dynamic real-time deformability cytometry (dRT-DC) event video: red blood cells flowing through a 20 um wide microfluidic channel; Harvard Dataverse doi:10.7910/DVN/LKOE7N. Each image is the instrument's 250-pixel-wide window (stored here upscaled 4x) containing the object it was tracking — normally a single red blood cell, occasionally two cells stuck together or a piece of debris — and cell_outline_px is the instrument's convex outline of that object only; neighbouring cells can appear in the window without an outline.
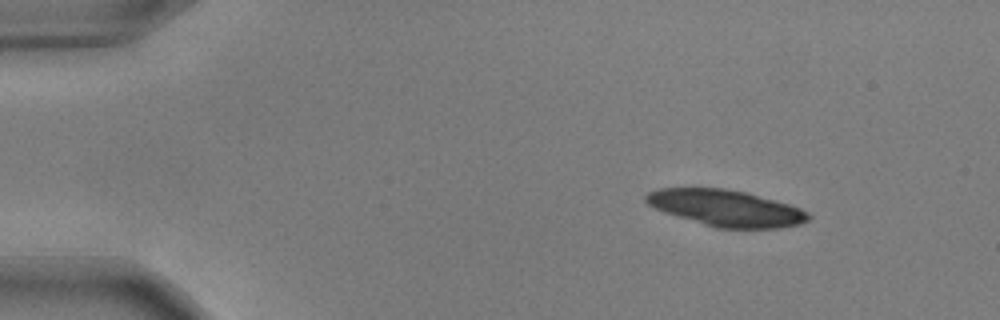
{"species": "common noctule bat (a hibernating species)", "species_latin": "Nyctalus noctula", "temperature_condition": "warm", "stored_images_in_passage": 10, "camera_frame_rate_fps": 3000, "um_per_image_px": 0.085, "animal": {"sex": "male", "body_mass_g": 17.9, "forearm_length_mm": 54.2}, "frame": {"image": 1, "passage_image": 1, "time_ms": 0.0, "image_size_px": [1000, 320], "cell_outline_px": [[812, 216], [808, 220], [800, 224], [780, 228], [716, 228], [664, 212], [648, 204], [644, 200], [644, 196], [648, 192], [660, 188], [724, 188], [744, 192], [788, 204], [800, 208], [808, 212]], "centroid_in_image_um": [61.7, 17.69], "position_along_channel_um": 23.3, "area_um2": 34.16}}